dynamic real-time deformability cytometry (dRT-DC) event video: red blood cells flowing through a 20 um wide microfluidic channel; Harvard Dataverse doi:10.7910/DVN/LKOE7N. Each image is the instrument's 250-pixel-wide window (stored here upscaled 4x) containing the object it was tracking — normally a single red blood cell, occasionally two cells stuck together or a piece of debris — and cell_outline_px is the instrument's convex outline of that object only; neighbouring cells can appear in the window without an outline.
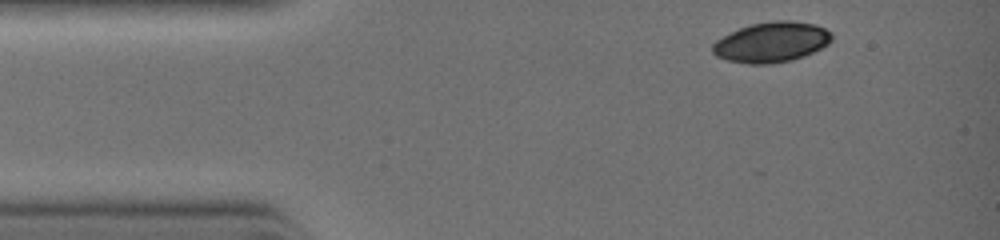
{"species": "common noctule bat (a hibernating species)", "species_latin": "Nyctalus noctula", "temperature_condition": "warm", "stored_images_in_passage": 17, "camera_frame_rate_fps": 3000, "um_per_image_px": 0.085, "animal": {"sex": "female", "body_mass_g": 19.0, "forearm_length_mm": 51.5}, "frame": {"image": 1, "passage_image": 1, "time_ms": 0.0, "image_size_px": [1000, 240], "cell_outline_px": [[832, 40], [828, 44], [804, 56], [792, 60], [772, 64], [748, 64], [728, 60], [716, 56], [712, 52], [712, 44], [716, 40], [740, 28], [752, 24], [776, 20], [788, 20], [816, 24], [832, 32]], "centroid_in_image_um": [65.59, 3.59], "position_along_channel_um": 19.4, "area_um2": 27.92}}
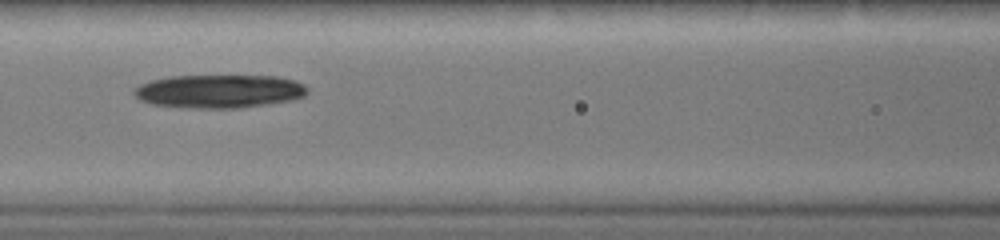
{"frame": {"image": 2, "passage_image": 11, "time_ms": 3.333, "image_size_px": [1000, 240], "cell_outline_px": [[308, 88], [304, 96], [288, 100], [240, 108], [188, 108], [152, 104], [140, 100], [132, 92], [140, 84], [152, 80], [172, 76], [276, 76], [292, 80]], "centroid_in_image_um": [18.57, 7.76], "position_along_channel_um": 148.0, "area_um2": 33.29}}
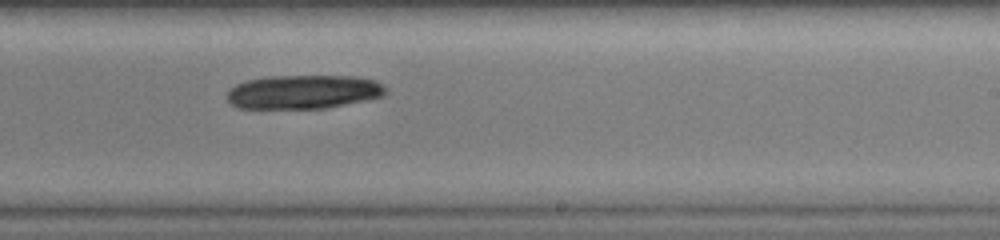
{"frame": {"image": 3, "passage_image": 17, "time_ms": 5.333, "image_size_px": [1000, 240], "cell_outline_px": [[384, 92], [380, 96], [324, 108], [236, 108], [228, 104], [228, 92], [236, 84], [248, 80], [268, 76], [352, 76], [376, 80], [384, 88]], "centroid_in_image_um": [25.7, 7.8], "position_along_channel_um": 263.3, "area_um2": 30.81}}